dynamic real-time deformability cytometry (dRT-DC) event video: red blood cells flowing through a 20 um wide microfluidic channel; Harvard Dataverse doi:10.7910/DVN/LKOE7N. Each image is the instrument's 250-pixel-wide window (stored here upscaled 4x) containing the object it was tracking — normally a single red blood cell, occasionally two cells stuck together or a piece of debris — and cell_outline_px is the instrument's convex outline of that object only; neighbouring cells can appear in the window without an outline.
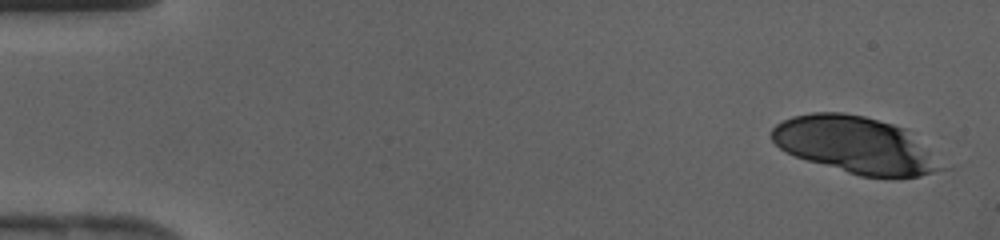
{"species": "human", "species_latin": "Homo sapiens", "temperature_condition": "cold", "stored_images_in_passage": 42, "segment_of_instrument_passage": [1, 2], "camera_frame_rate_fps": 3000, "um_per_image_px": 0.085, "donor": {"sex": "female"}, "frame": {"image": 1, "passage_image": 2, "time_ms": 0.333, "image_size_px": [1000, 240], "cell_outline_px": [[952, 168], [920, 176], [860, 176], [808, 160], [796, 156], [780, 148], [772, 140], [772, 128], [776, 124], [792, 116], [812, 112], [844, 112], [864, 116], [892, 124], [904, 128]], "centroid_in_image_um": [72.77, 12.32], "position_along_channel_um": 12.2, "area_um2": 55.89}}